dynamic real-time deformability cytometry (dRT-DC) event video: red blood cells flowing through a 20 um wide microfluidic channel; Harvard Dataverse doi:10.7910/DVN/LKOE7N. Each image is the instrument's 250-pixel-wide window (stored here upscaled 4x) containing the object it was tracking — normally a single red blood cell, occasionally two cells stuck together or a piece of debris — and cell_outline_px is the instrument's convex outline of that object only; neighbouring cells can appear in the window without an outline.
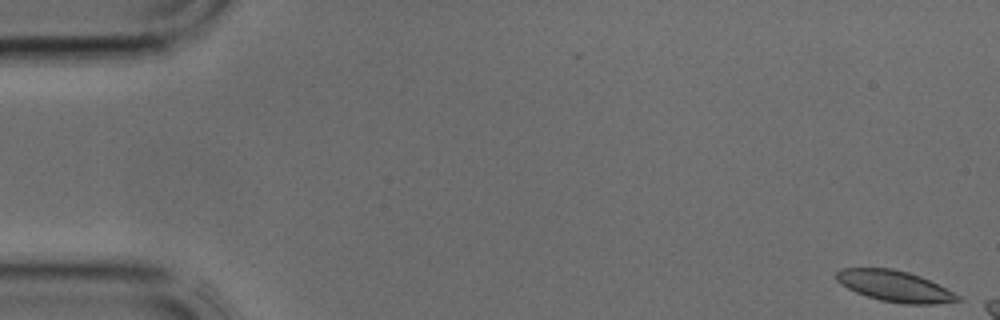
{"species": "common noctule bat (a hibernating species)", "species_latin": "Nyctalus noctula", "temperature_condition": "cold", "stored_images_in_passage": 6, "camera_frame_rate_fps": 3000, "um_per_image_px": 0.085, "animal": {"sex": "male", "body_mass_g": 17.9, "forearm_length_mm": 54.2}, "frame": {"image": 1, "passage_image": 1, "time_ms": 0.0, "image_size_px": [1000, 320], "cell_outline_px": [[964, 300], [936, 304], [904, 304], [880, 300], [856, 292], [840, 284], [836, 280], [836, 272], [840, 268], [892, 268], [908, 272], [920, 276], [960, 296]], "centroid_in_image_um": [76.03, 24.32], "position_along_channel_um": 9.0, "area_um2": 21.79}}